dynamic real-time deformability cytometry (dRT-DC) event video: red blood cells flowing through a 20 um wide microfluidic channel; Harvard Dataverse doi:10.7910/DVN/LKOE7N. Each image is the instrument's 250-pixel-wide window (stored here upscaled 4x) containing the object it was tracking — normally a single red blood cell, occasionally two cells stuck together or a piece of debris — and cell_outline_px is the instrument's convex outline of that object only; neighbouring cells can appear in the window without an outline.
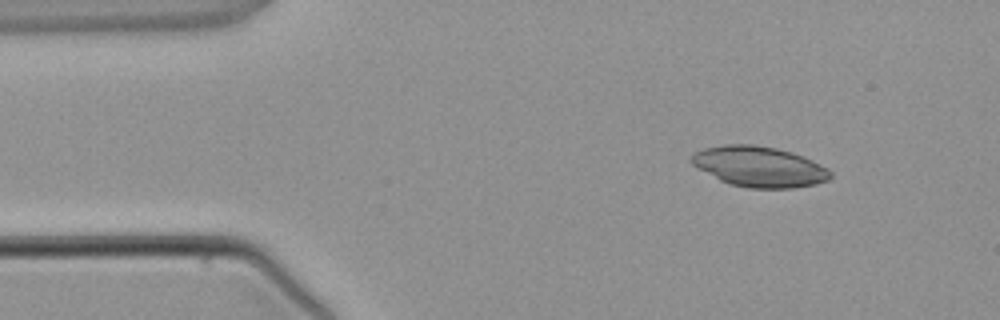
{"species": "common noctule bat (a hibernating species)", "species_latin": "Nyctalus noctula", "temperature_condition": "warm", "stored_images_in_passage": 3, "camera_frame_rate_fps": 3000, "um_per_image_px": 0.085, "animal": {"sex": "male", "body_mass_g": 21.5, "forearm_length_mm": 52.0}, "frame": {"image": 1, "passage_image": 1, "time_ms": 0.0, "image_size_px": [1000, 320], "cell_outline_px": [[832, 176], [828, 180], [816, 184], [792, 188], [748, 188], [732, 184], [720, 180], [692, 164], [688, 160], [696, 152], [704, 148], [724, 144], [756, 144], [776, 148], [792, 152], [812, 160], [828, 168], [832, 172]], "centroid_in_image_um": [64.56, 14.16], "position_along_channel_um": 20.4, "area_um2": 32.77}}